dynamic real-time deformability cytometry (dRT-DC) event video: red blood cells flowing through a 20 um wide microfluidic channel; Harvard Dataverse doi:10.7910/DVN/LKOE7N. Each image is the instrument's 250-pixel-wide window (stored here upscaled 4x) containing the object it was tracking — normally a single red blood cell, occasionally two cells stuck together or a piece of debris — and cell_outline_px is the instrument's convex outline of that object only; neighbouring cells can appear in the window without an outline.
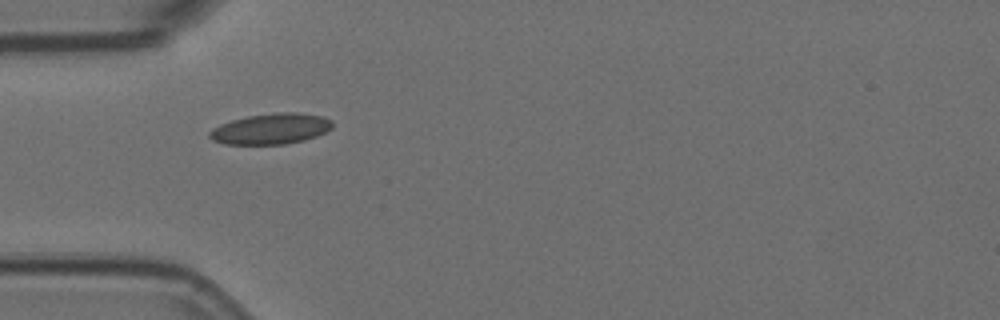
{"species": "Egyptian fruit bat (a non-hibernating species)", "species_latin": "Rousettus aegyptiacus", "temperature_condition": "room temperature", "stored_images_in_passage": 18, "camera_frame_rate_fps": 3000, "um_per_image_px": 0.085, "animal": {"sex": "female"}, "frame": {"image": 1, "passage_image": 1, "time_ms": 0.0, "image_size_px": [1000, 320], "cell_outline_px": [[332, 128], [316, 136], [304, 140], [284, 144], [224, 144], [212, 140], [208, 136], [208, 132], [212, 128], [220, 124], [232, 120], [248, 116], [276, 112], [296, 112], [324, 116], [332, 120]], "centroid_in_image_um": [23.01, 10.94], "position_along_channel_um": 62.0, "area_um2": 22.08}}
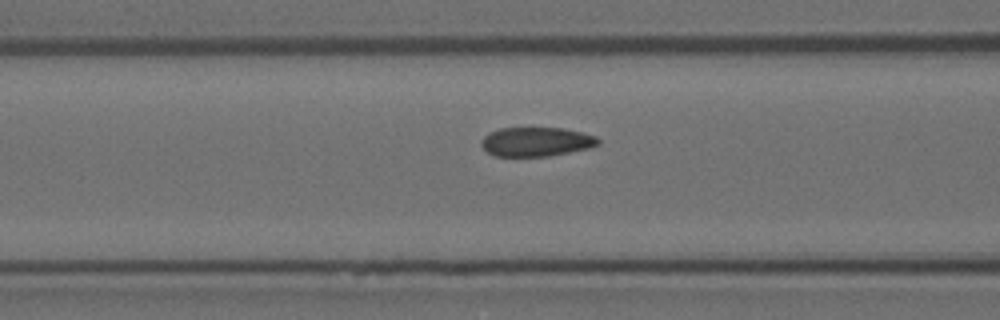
{"frame": {"image": 2, "passage_image": 6, "time_ms": 1.667, "image_size_px": [1000, 320], "cell_outline_px": [[600, 144], [588, 148], [548, 156], [496, 156], [488, 152], [480, 144], [480, 140], [484, 136], [500, 128], [564, 128], [596, 136], [600, 140]], "centroid_in_image_um": [45.58, 12.04], "position_along_channel_um": 121.0, "area_um2": 19.71}}
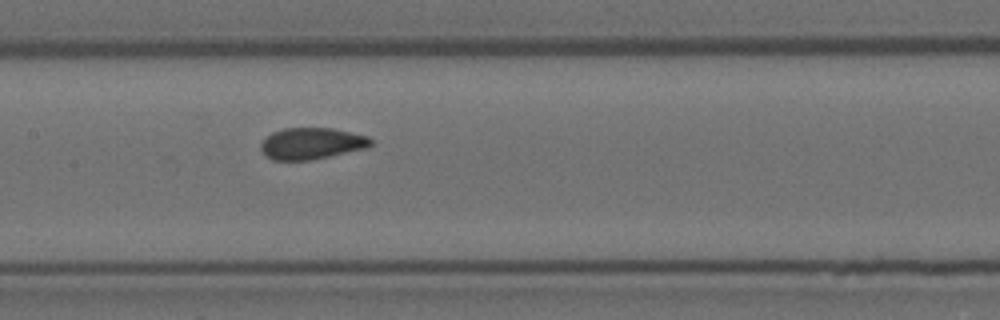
{"frame": {"image": 3, "passage_image": 11, "time_ms": 3.333, "image_size_px": [1000, 320], "cell_outline_px": [[372, 144], [368, 148], [308, 160], [272, 160], [260, 148], [260, 144], [272, 132], [284, 128], [332, 128], [368, 136], [372, 140]], "centroid_in_image_um": [26.5, 12.19], "position_along_channel_um": 180.9, "area_um2": 20.0}}